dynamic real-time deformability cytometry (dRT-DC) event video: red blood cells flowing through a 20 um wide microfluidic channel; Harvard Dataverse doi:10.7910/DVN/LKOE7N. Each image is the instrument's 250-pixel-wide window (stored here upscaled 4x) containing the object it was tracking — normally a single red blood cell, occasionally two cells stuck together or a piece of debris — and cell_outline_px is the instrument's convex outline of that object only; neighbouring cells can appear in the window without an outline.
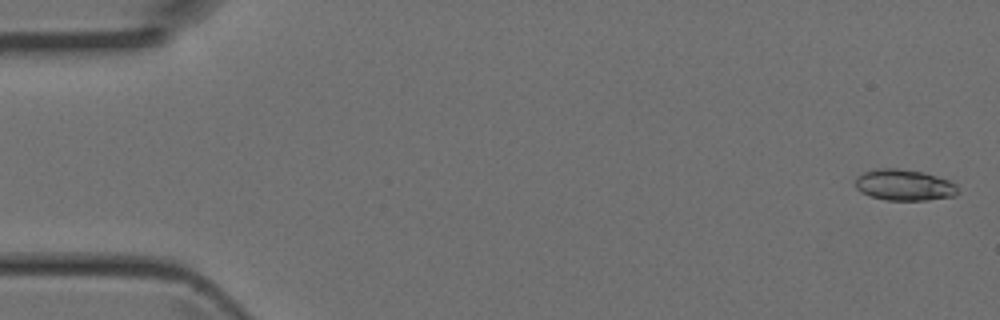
{"species": "Egyptian fruit bat (a non-hibernating species)", "species_latin": "Rousettus aegyptiacus", "temperature_condition": "room temperature", "stored_images_in_passage": 6, "camera_frame_rate_fps": 3000, "um_per_image_px": 0.085, "animal": {"sex": "female"}, "frame": {"image": 1, "passage_image": 1, "time_ms": 0.0, "image_size_px": [1000, 320], "cell_outline_px": [[956, 196], [928, 200], [884, 200], [860, 192], [856, 188], [856, 176], [864, 172], [876, 168], [900, 168], [924, 172], [948, 180], [956, 184]], "centroid_in_image_um": [76.83, 15.72], "position_along_channel_um": 8.2, "area_um2": 18.67}}
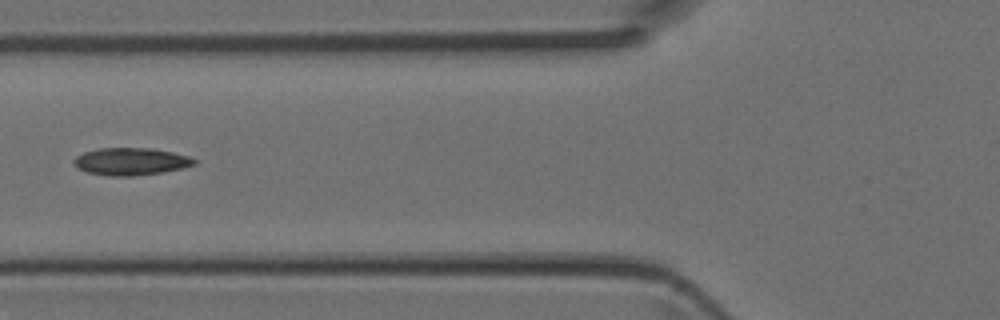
{"frame": {"image": 2, "passage_image": 5, "time_ms": 1.333, "image_size_px": [1000, 320], "cell_outline_px": [[196, 164], [184, 168], [160, 172], [132, 176], [108, 176], [88, 172], [76, 168], [72, 160], [76, 156], [84, 152], [100, 148], [152, 148], [172, 152], [188, 156], [196, 160]], "centroid_in_image_um": [11.1, 13.72], "position_along_channel_um": 114.7, "area_um2": 19.19}}
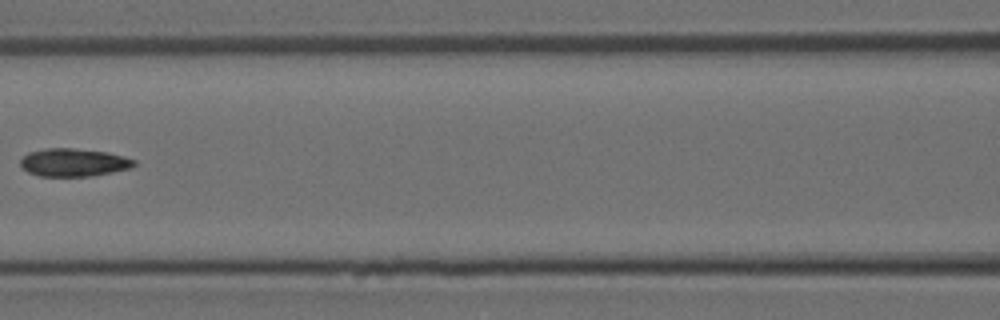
{"frame": {"image": 3, "passage_image": 6, "time_ms": 1.667, "image_size_px": [1000, 320], "cell_outline_px": [[136, 164], [132, 168], [88, 176], [40, 176], [28, 172], [20, 164], [20, 160], [28, 152], [48, 148], [72, 148], [108, 152], [124, 156], [136, 160]], "centroid_in_image_um": [6.28, 13.8], "position_along_channel_um": 160.3, "area_um2": 18.44}}